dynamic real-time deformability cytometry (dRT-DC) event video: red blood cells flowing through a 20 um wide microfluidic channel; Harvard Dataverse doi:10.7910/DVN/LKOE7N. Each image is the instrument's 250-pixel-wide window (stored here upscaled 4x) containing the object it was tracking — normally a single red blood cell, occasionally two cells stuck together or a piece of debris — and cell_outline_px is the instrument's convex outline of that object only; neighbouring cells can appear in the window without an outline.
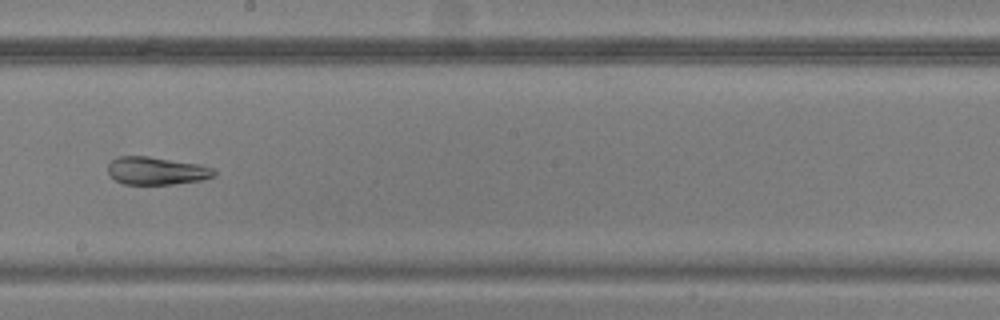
{"species": "common noctule bat (a hibernating species)", "species_latin": "Nyctalus noctula", "temperature_condition": "warm", "stored_images_in_passage": 50, "segment_of_instrument_passage": [1, 2], "camera_frame_rate_fps": 3000, "um_per_image_px": 0.085, "animal": {"sex": "male", "body_mass_g": 20.5, "forearm_length_mm": 52.5}, "frame": {"image": 1, "passage_image": 28, "time_ms": 9.0, "image_size_px": [1000, 320], "cell_outline_px": [[216, 176], [200, 180], [172, 184], [124, 184], [116, 180], [108, 172], [108, 164], [112, 160], [120, 156], [148, 156], [200, 164], [212, 168], [216, 172]], "centroid_in_image_um": [13.31, 14.51], "position_along_channel_um": 234.9, "area_um2": 17.11}}